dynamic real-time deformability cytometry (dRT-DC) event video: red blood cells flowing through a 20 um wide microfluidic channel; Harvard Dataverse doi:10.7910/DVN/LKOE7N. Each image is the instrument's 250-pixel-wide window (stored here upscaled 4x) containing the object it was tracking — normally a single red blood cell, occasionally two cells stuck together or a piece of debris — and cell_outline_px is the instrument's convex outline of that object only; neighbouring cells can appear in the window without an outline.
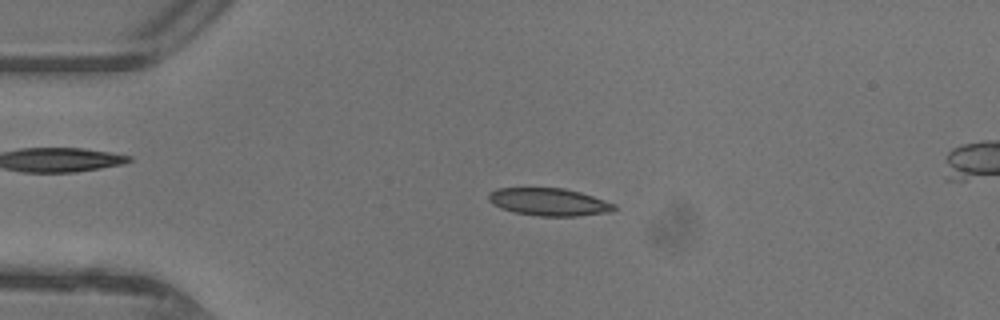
{"species": "common noctule bat (a hibernating species)", "species_latin": "Nyctalus noctula", "temperature_condition": "warm", "stored_images_in_passage": 14, "camera_frame_rate_fps": 3000, "um_per_image_px": 0.085, "animal": {"sex": "female"}, "frame": {"image": 1, "passage_image": 10, "time_ms": 3.0, "image_size_px": [1000, 320], "cell_outline_px": [[616, 208], [608, 212], [576, 216], [540, 216], [512, 212], [500, 208], [492, 204], [488, 200], [488, 196], [496, 188], [564, 188], [580, 192], [616, 204]], "centroid_in_image_um": [46.63, 17.17], "position_along_channel_um": 38.4, "area_um2": 20.11}}